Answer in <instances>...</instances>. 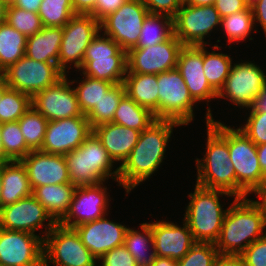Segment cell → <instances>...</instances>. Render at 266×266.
<instances>
[{"instance_id":"obj_1","label":"cell","mask_w":266,"mask_h":266,"mask_svg":"<svg viewBox=\"0 0 266 266\" xmlns=\"http://www.w3.org/2000/svg\"><path fill=\"white\" fill-rule=\"evenodd\" d=\"M178 126L181 124L176 121L157 119L141 132L129 157L119 165L118 184L126 195L161 167L173 128Z\"/></svg>"},{"instance_id":"obj_2","label":"cell","mask_w":266,"mask_h":266,"mask_svg":"<svg viewBox=\"0 0 266 266\" xmlns=\"http://www.w3.org/2000/svg\"><path fill=\"white\" fill-rule=\"evenodd\" d=\"M207 143L204 158H196V184L207 189L224 190L236 197V173L227 144V125L214 121L211 108L206 111Z\"/></svg>"},{"instance_id":"obj_3","label":"cell","mask_w":266,"mask_h":266,"mask_svg":"<svg viewBox=\"0 0 266 266\" xmlns=\"http://www.w3.org/2000/svg\"><path fill=\"white\" fill-rule=\"evenodd\" d=\"M265 229L266 218L255 200L234 198L225 214L215 247L219 254L240 255L266 235Z\"/></svg>"},{"instance_id":"obj_4","label":"cell","mask_w":266,"mask_h":266,"mask_svg":"<svg viewBox=\"0 0 266 266\" xmlns=\"http://www.w3.org/2000/svg\"><path fill=\"white\" fill-rule=\"evenodd\" d=\"M234 197L231 193L219 189H207L195 185L189 194L190 202L186 207L184 221L188 224L195 242L214 243L217 241L225 214L220 204V196Z\"/></svg>"},{"instance_id":"obj_5","label":"cell","mask_w":266,"mask_h":266,"mask_svg":"<svg viewBox=\"0 0 266 266\" xmlns=\"http://www.w3.org/2000/svg\"><path fill=\"white\" fill-rule=\"evenodd\" d=\"M64 156L70 183L77 187L105 182L109 177L118 182L119 166L112 169L115 162L94 133Z\"/></svg>"},{"instance_id":"obj_6","label":"cell","mask_w":266,"mask_h":266,"mask_svg":"<svg viewBox=\"0 0 266 266\" xmlns=\"http://www.w3.org/2000/svg\"><path fill=\"white\" fill-rule=\"evenodd\" d=\"M78 71L114 85L123 83L127 74V51L100 31L87 47Z\"/></svg>"},{"instance_id":"obj_7","label":"cell","mask_w":266,"mask_h":266,"mask_svg":"<svg viewBox=\"0 0 266 266\" xmlns=\"http://www.w3.org/2000/svg\"><path fill=\"white\" fill-rule=\"evenodd\" d=\"M230 160L236 173V198L253 194L264 182L257 156V146L238 128L227 125Z\"/></svg>"},{"instance_id":"obj_8","label":"cell","mask_w":266,"mask_h":266,"mask_svg":"<svg viewBox=\"0 0 266 266\" xmlns=\"http://www.w3.org/2000/svg\"><path fill=\"white\" fill-rule=\"evenodd\" d=\"M158 119L173 120L188 125L194 119L197 103L177 68L157 74Z\"/></svg>"},{"instance_id":"obj_9","label":"cell","mask_w":266,"mask_h":266,"mask_svg":"<svg viewBox=\"0 0 266 266\" xmlns=\"http://www.w3.org/2000/svg\"><path fill=\"white\" fill-rule=\"evenodd\" d=\"M96 261L75 229L57 223L44 238V266H96Z\"/></svg>"},{"instance_id":"obj_10","label":"cell","mask_w":266,"mask_h":266,"mask_svg":"<svg viewBox=\"0 0 266 266\" xmlns=\"http://www.w3.org/2000/svg\"><path fill=\"white\" fill-rule=\"evenodd\" d=\"M0 76L9 88L32 98L41 90L55 85L65 74L56 63L36 61L24 55L4 70Z\"/></svg>"},{"instance_id":"obj_11","label":"cell","mask_w":266,"mask_h":266,"mask_svg":"<svg viewBox=\"0 0 266 266\" xmlns=\"http://www.w3.org/2000/svg\"><path fill=\"white\" fill-rule=\"evenodd\" d=\"M62 31L57 66L66 75L72 63L78 70L81 68L87 47L101 31L100 21L92 15L75 14Z\"/></svg>"},{"instance_id":"obj_12","label":"cell","mask_w":266,"mask_h":266,"mask_svg":"<svg viewBox=\"0 0 266 266\" xmlns=\"http://www.w3.org/2000/svg\"><path fill=\"white\" fill-rule=\"evenodd\" d=\"M221 20L214 5L194 6L182 3L173 18L174 35L184 46L210 45L204 39L221 25Z\"/></svg>"},{"instance_id":"obj_13","label":"cell","mask_w":266,"mask_h":266,"mask_svg":"<svg viewBox=\"0 0 266 266\" xmlns=\"http://www.w3.org/2000/svg\"><path fill=\"white\" fill-rule=\"evenodd\" d=\"M266 83L264 71L253 61L233 64L217 98L229 99L234 105L245 109L253 107Z\"/></svg>"},{"instance_id":"obj_14","label":"cell","mask_w":266,"mask_h":266,"mask_svg":"<svg viewBox=\"0 0 266 266\" xmlns=\"http://www.w3.org/2000/svg\"><path fill=\"white\" fill-rule=\"evenodd\" d=\"M149 14L142 0H127L115 12L100 21L101 32L112 38L123 50L138 43L144 19Z\"/></svg>"},{"instance_id":"obj_15","label":"cell","mask_w":266,"mask_h":266,"mask_svg":"<svg viewBox=\"0 0 266 266\" xmlns=\"http://www.w3.org/2000/svg\"><path fill=\"white\" fill-rule=\"evenodd\" d=\"M44 236L0 228V266H44Z\"/></svg>"},{"instance_id":"obj_16","label":"cell","mask_w":266,"mask_h":266,"mask_svg":"<svg viewBox=\"0 0 266 266\" xmlns=\"http://www.w3.org/2000/svg\"><path fill=\"white\" fill-rule=\"evenodd\" d=\"M183 44L173 35L166 41L127 51V73L159 74L175 69Z\"/></svg>"},{"instance_id":"obj_17","label":"cell","mask_w":266,"mask_h":266,"mask_svg":"<svg viewBox=\"0 0 266 266\" xmlns=\"http://www.w3.org/2000/svg\"><path fill=\"white\" fill-rule=\"evenodd\" d=\"M67 74L55 85L45 88L31 98V105L48 121H56L75 116H85L78 104L76 91Z\"/></svg>"},{"instance_id":"obj_18","label":"cell","mask_w":266,"mask_h":266,"mask_svg":"<svg viewBox=\"0 0 266 266\" xmlns=\"http://www.w3.org/2000/svg\"><path fill=\"white\" fill-rule=\"evenodd\" d=\"M46 221L49 223L45 226ZM56 224L57 222L32 194L13 204L3 206L0 210V228L7 230L24 231L36 235V230L43 226L45 238Z\"/></svg>"},{"instance_id":"obj_19","label":"cell","mask_w":266,"mask_h":266,"mask_svg":"<svg viewBox=\"0 0 266 266\" xmlns=\"http://www.w3.org/2000/svg\"><path fill=\"white\" fill-rule=\"evenodd\" d=\"M103 182L95 185L76 187L68 213L59 222L61 226L72 228L97 220L106 213L109 207L107 187Z\"/></svg>"},{"instance_id":"obj_20","label":"cell","mask_w":266,"mask_h":266,"mask_svg":"<svg viewBox=\"0 0 266 266\" xmlns=\"http://www.w3.org/2000/svg\"><path fill=\"white\" fill-rule=\"evenodd\" d=\"M92 133L86 116L48 121L40 151L65 155L78 148Z\"/></svg>"},{"instance_id":"obj_21","label":"cell","mask_w":266,"mask_h":266,"mask_svg":"<svg viewBox=\"0 0 266 266\" xmlns=\"http://www.w3.org/2000/svg\"><path fill=\"white\" fill-rule=\"evenodd\" d=\"M128 228L103 216L97 220L81 224L74 229L79 234L82 243L98 260L113 248L124 245Z\"/></svg>"},{"instance_id":"obj_22","label":"cell","mask_w":266,"mask_h":266,"mask_svg":"<svg viewBox=\"0 0 266 266\" xmlns=\"http://www.w3.org/2000/svg\"><path fill=\"white\" fill-rule=\"evenodd\" d=\"M20 161L26 168L32 190L48 184L70 183L64 155L33 150Z\"/></svg>"},{"instance_id":"obj_23","label":"cell","mask_w":266,"mask_h":266,"mask_svg":"<svg viewBox=\"0 0 266 266\" xmlns=\"http://www.w3.org/2000/svg\"><path fill=\"white\" fill-rule=\"evenodd\" d=\"M176 68L196 102H210L217 98V92L210 86L203 72V46H183Z\"/></svg>"},{"instance_id":"obj_24","label":"cell","mask_w":266,"mask_h":266,"mask_svg":"<svg viewBox=\"0 0 266 266\" xmlns=\"http://www.w3.org/2000/svg\"><path fill=\"white\" fill-rule=\"evenodd\" d=\"M183 223V227L163 220L151 223L155 256L178 261L191 249L196 242L188 224Z\"/></svg>"},{"instance_id":"obj_25","label":"cell","mask_w":266,"mask_h":266,"mask_svg":"<svg viewBox=\"0 0 266 266\" xmlns=\"http://www.w3.org/2000/svg\"><path fill=\"white\" fill-rule=\"evenodd\" d=\"M93 133L101 141L109 156L122 165L137 144L141 131L115 123H105L93 128Z\"/></svg>"},{"instance_id":"obj_26","label":"cell","mask_w":266,"mask_h":266,"mask_svg":"<svg viewBox=\"0 0 266 266\" xmlns=\"http://www.w3.org/2000/svg\"><path fill=\"white\" fill-rule=\"evenodd\" d=\"M2 207L32 194L25 166L20 160L1 163Z\"/></svg>"},{"instance_id":"obj_27","label":"cell","mask_w":266,"mask_h":266,"mask_svg":"<svg viewBox=\"0 0 266 266\" xmlns=\"http://www.w3.org/2000/svg\"><path fill=\"white\" fill-rule=\"evenodd\" d=\"M62 35V27L43 26L39 32L27 37L25 56L36 61L57 64Z\"/></svg>"},{"instance_id":"obj_28","label":"cell","mask_w":266,"mask_h":266,"mask_svg":"<svg viewBox=\"0 0 266 266\" xmlns=\"http://www.w3.org/2000/svg\"><path fill=\"white\" fill-rule=\"evenodd\" d=\"M76 185L48 184L36 187L32 195L42 204L51 217L59 223L68 213Z\"/></svg>"},{"instance_id":"obj_29","label":"cell","mask_w":266,"mask_h":266,"mask_svg":"<svg viewBox=\"0 0 266 266\" xmlns=\"http://www.w3.org/2000/svg\"><path fill=\"white\" fill-rule=\"evenodd\" d=\"M123 84L126 94L158 119L157 74L127 73Z\"/></svg>"},{"instance_id":"obj_30","label":"cell","mask_w":266,"mask_h":266,"mask_svg":"<svg viewBox=\"0 0 266 266\" xmlns=\"http://www.w3.org/2000/svg\"><path fill=\"white\" fill-rule=\"evenodd\" d=\"M140 229L142 232L130 227L127 229L124 246L136 260L137 266H152L155 251L151 223L140 224ZM149 249L152 250L151 253L148 252Z\"/></svg>"},{"instance_id":"obj_31","label":"cell","mask_w":266,"mask_h":266,"mask_svg":"<svg viewBox=\"0 0 266 266\" xmlns=\"http://www.w3.org/2000/svg\"><path fill=\"white\" fill-rule=\"evenodd\" d=\"M156 120V117L149 109L139 106L125 94L119 102L112 123L142 132Z\"/></svg>"},{"instance_id":"obj_32","label":"cell","mask_w":266,"mask_h":266,"mask_svg":"<svg viewBox=\"0 0 266 266\" xmlns=\"http://www.w3.org/2000/svg\"><path fill=\"white\" fill-rule=\"evenodd\" d=\"M27 37L8 25L0 23V74L25 55Z\"/></svg>"},{"instance_id":"obj_33","label":"cell","mask_w":266,"mask_h":266,"mask_svg":"<svg viewBox=\"0 0 266 266\" xmlns=\"http://www.w3.org/2000/svg\"><path fill=\"white\" fill-rule=\"evenodd\" d=\"M173 35V18L149 13L142 24L138 43L133 48L150 47L168 40Z\"/></svg>"},{"instance_id":"obj_34","label":"cell","mask_w":266,"mask_h":266,"mask_svg":"<svg viewBox=\"0 0 266 266\" xmlns=\"http://www.w3.org/2000/svg\"><path fill=\"white\" fill-rule=\"evenodd\" d=\"M232 58L230 55L216 53L206 50L203 46V72L210 86L218 93L223 87L226 78L232 68Z\"/></svg>"},{"instance_id":"obj_35","label":"cell","mask_w":266,"mask_h":266,"mask_svg":"<svg viewBox=\"0 0 266 266\" xmlns=\"http://www.w3.org/2000/svg\"><path fill=\"white\" fill-rule=\"evenodd\" d=\"M126 94L123 83L113 85L102 97L98 105H95L85 116L91 128L113 121V116L120 100Z\"/></svg>"},{"instance_id":"obj_36","label":"cell","mask_w":266,"mask_h":266,"mask_svg":"<svg viewBox=\"0 0 266 266\" xmlns=\"http://www.w3.org/2000/svg\"><path fill=\"white\" fill-rule=\"evenodd\" d=\"M0 137L3 155L9 161L21 160L32 151L26 145L18 121L0 124Z\"/></svg>"},{"instance_id":"obj_37","label":"cell","mask_w":266,"mask_h":266,"mask_svg":"<svg viewBox=\"0 0 266 266\" xmlns=\"http://www.w3.org/2000/svg\"><path fill=\"white\" fill-rule=\"evenodd\" d=\"M83 77L85 78L81 79V82L79 81L74 89L77 94L79 108L86 115L95 105H98L102 97L114 84L87 75H83Z\"/></svg>"},{"instance_id":"obj_38","label":"cell","mask_w":266,"mask_h":266,"mask_svg":"<svg viewBox=\"0 0 266 266\" xmlns=\"http://www.w3.org/2000/svg\"><path fill=\"white\" fill-rule=\"evenodd\" d=\"M26 145L33 150H40L48 124V120L33 106L18 120Z\"/></svg>"},{"instance_id":"obj_39","label":"cell","mask_w":266,"mask_h":266,"mask_svg":"<svg viewBox=\"0 0 266 266\" xmlns=\"http://www.w3.org/2000/svg\"><path fill=\"white\" fill-rule=\"evenodd\" d=\"M254 17L252 7L248 6L246 9L223 17L221 26L227 35V42L233 44L244 41L251 35L254 28Z\"/></svg>"},{"instance_id":"obj_40","label":"cell","mask_w":266,"mask_h":266,"mask_svg":"<svg viewBox=\"0 0 266 266\" xmlns=\"http://www.w3.org/2000/svg\"><path fill=\"white\" fill-rule=\"evenodd\" d=\"M38 15L43 26L64 27L75 12L71 0H42Z\"/></svg>"},{"instance_id":"obj_41","label":"cell","mask_w":266,"mask_h":266,"mask_svg":"<svg viewBox=\"0 0 266 266\" xmlns=\"http://www.w3.org/2000/svg\"><path fill=\"white\" fill-rule=\"evenodd\" d=\"M31 106L29 95L8 87L0 102V124L18 121Z\"/></svg>"},{"instance_id":"obj_42","label":"cell","mask_w":266,"mask_h":266,"mask_svg":"<svg viewBox=\"0 0 266 266\" xmlns=\"http://www.w3.org/2000/svg\"><path fill=\"white\" fill-rule=\"evenodd\" d=\"M5 22L26 37L34 35L43 27L38 13L26 11L11 4L7 5Z\"/></svg>"},{"instance_id":"obj_43","label":"cell","mask_w":266,"mask_h":266,"mask_svg":"<svg viewBox=\"0 0 266 266\" xmlns=\"http://www.w3.org/2000/svg\"><path fill=\"white\" fill-rule=\"evenodd\" d=\"M218 249L214 243L196 242L191 249L177 261L178 266H214Z\"/></svg>"},{"instance_id":"obj_44","label":"cell","mask_w":266,"mask_h":266,"mask_svg":"<svg viewBox=\"0 0 266 266\" xmlns=\"http://www.w3.org/2000/svg\"><path fill=\"white\" fill-rule=\"evenodd\" d=\"M247 123L239 127L256 146L266 143V112L259 110L249 111Z\"/></svg>"},{"instance_id":"obj_45","label":"cell","mask_w":266,"mask_h":266,"mask_svg":"<svg viewBox=\"0 0 266 266\" xmlns=\"http://www.w3.org/2000/svg\"><path fill=\"white\" fill-rule=\"evenodd\" d=\"M240 255L246 266H266V235L253 242Z\"/></svg>"},{"instance_id":"obj_46","label":"cell","mask_w":266,"mask_h":266,"mask_svg":"<svg viewBox=\"0 0 266 266\" xmlns=\"http://www.w3.org/2000/svg\"><path fill=\"white\" fill-rule=\"evenodd\" d=\"M102 262H101V261ZM100 266H137L136 260L124 245L113 248L98 259Z\"/></svg>"},{"instance_id":"obj_47","label":"cell","mask_w":266,"mask_h":266,"mask_svg":"<svg viewBox=\"0 0 266 266\" xmlns=\"http://www.w3.org/2000/svg\"><path fill=\"white\" fill-rule=\"evenodd\" d=\"M149 13L174 18L183 0H142Z\"/></svg>"},{"instance_id":"obj_48","label":"cell","mask_w":266,"mask_h":266,"mask_svg":"<svg viewBox=\"0 0 266 266\" xmlns=\"http://www.w3.org/2000/svg\"><path fill=\"white\" fill-rule=\"evenodd\" d=\"M214 6L221 18L240 12L248 7L245 0H216Z\"/></svg>"},{"instance_id":"obj_49","label":"cell","mask_w":266,"mask_h":266,"mask_svg":"<svg viewBox=\"0 0 266 266\" xmlns=\"http://www.w3.org/2000/svg\"><path fill=\"white\" fill-rule=\"evenodd\" d=\"M126 1L127 0H97L95 10L91 15L98 21H101L108 14L115 12Z\"/></svg>"},{"instance_id":"obj_50","label":"cell","mask_w":266,"mask_h":266,"mask_svg":"<svg viewBox=\"0 0 266 266\" xmlns=\"http://www.w3.org/2000/svg\"><path fill=\"white\" fill-rule=\"evenodd\" d=\"M254 23H259L266 36V0H258L252 6Z\"/></svg>"},{"instance_id":"obj_51","label":"cell","mask_w":266,"mask_h":266,"mask_svg":"<svg viewBox=\"0 0 266 266\" xmlns=\"http://www.w3.org/2000/svg\"><path fill=\"white\" fill-rule=\"evenodd\" d=\"M214 266H246L241 255L219 254Z\"/></svg>"},{"instance_id":"obj_52","label":"cell","mask_w":266,"mask_h":266,"mask_svg":"<svg viewBox=\"0 0 266 266\" xmlns=\"http://www.w3.org/2000/svg\"><path fill=\"white\" fill-rule=\"evenodd\" d=\"M75 14L91 15L97 0H71Z\"/></svg>"},{"instance_id":"obj_53","label":"cell","mask_w":266,"mask_h":266,"mask_svg":"<svg viewBox=\"0 0 266 266\" xmlns=\"http://www.w3.org/2000/svg\"><path fill=\"white\" fill-rule=\"evenodd\" d=\"M41 2L42 0H14L11 5L26 11L38 13Z\"/></svg>"},{"instance_id":"obj_54","label":"cell","mask_w":266,"mask_h":266,"mask_svg":"<svg viewBox=\"0 0 266 266\" xmlns=\"http://www.w3.org/2000/svg\"><path fill=\"white\" fill-rule=\"evenodd\" d=\"M254 194H256V196L258 197V199H260L259 201L255 202L260 206L265 218H266V178L264 180V182L262 183V185L254 192Z\"/></svg>"},{"instance_id":"obj_55","label":"cell","mask_w":266,"mask_h":266,"mask_svg":"<svg viewBox=\"0 0 266 266\" xmlns=\"http://www.w3.org/2000/svg\"><path fill=\"white\" fill-rule=\"evenodd\" d=\"M249 110H259L266 112V83L261 94L256 98L253 107L248 108Z\"/></svg>"},{"instance_id":"obj_56","label":"cell","mask_w":266,"mask_h":266,"mask_svg":"<svg viewBox=\"0 0 266 266\" xmlns=\"http://www.w3.org/2000/svg\"><path fill=\"white\" fill-rule=\"evenodd\" d=\"M257 156L262 172L266 175V143L257 145Z\"/></svg>"},{"instance_id":"obj_57","label":"cell","mask_w":266,"mask_h":266,"mask_svg":"<svg viewBox=\"0 0 266 266\" xmlns=\"http://www.w3.org/2000/svg\"><path fill=\"white\" fill-rule=\"evenodd\" d=\"M152 266H178L177 260L155 256Z\"/></svg>"},{"instance_id":"obj_58","label":"cell","mask_w":266,"mask_h":266,"mask_svg":"<svg viewBox=\"0 0 266 266\" xmlns=\"http://www.w3.org/2000/svg\"><path fill=\"white\" fill-rule=\"evenodd\" d=\"M216 0H183L186 5L207 6L214 5Z\"/></svg>"},{"instance_id":"obj_59","label":"cell","mask_w":266,"mask_h":266,"mask_svg":"<svg viewBox=\"0 0 266 266\" xmlns=\"http://www.w3.org/2000/svg\"><path fill=\"white\" fill-rule=\"evenodd\" d=\"M6 9L7 4L3 0H0V23L5 22Z\"/></svg>"},{"instance_id":"obj_60","label":"cell","mask_w":266,"mask_h":266,"mask_svg":"<svg viewBox=\"0 0 266 266\" xmlns=\"http://www.w3.org/2000/svg\"><path fill=\"white\" fill-rule=\"evenodd\" d=\"M8 88L5 80L0 76V102L3 96L4 91Z\"/></svg>"},{"instance_id":"obj_61","label":"cell","mask_w":266,"mask_h":266,"mask_svg":"<svg viewBox=\"0 0 266 266\" xmlns=\"http://www.w3.org/2000/svg\"><path fill=\"white\" fill-rule=\"evenodd\" d=\"M9 161L4 155H3V148L1 144V137H0V163Z\"/></svg>"},{"instance_id":"obj_62","label":"cell","mask_w":266,"mask_h":266,"mask_svg":"<svg viewBox=\"0 0 266 266\" xmlns=\"http://www.w3.org/2000/svg\"><path fill=\"white\" fill-rule=\"evenodd\" d=\"M1 190H2V177H1V163H0V210H1V207H2Z\"/></svg>"},{"instance_id":"obj_63","label":"cell","mask_w":266,"mask_h":266,"mask_svg":"<svg viewBox=\"0 0 266 266\" xmlns=\"http://www.w3.org/2000/svg\"><path fill=\"white\" fill-rule=\"evenodd\" d=\"M257 1H258V0H245L246 4H247L248 6H250V7H251L253 4H255Z\"/></svg>"},{"instance_id":"obj_64","label":"cell","mask_w":266,"mask_h":266,"mask_svg":"<svg viewBox=\"0 0 266 266\" xmlns=\"http://www.w3.org/2000/svg\"><path fill=\"white\" fill-rule=\"evenodd\" d=\"M7 5L8 4H12L14 2V0H3Z\"/></svg>"}]
</instances>
